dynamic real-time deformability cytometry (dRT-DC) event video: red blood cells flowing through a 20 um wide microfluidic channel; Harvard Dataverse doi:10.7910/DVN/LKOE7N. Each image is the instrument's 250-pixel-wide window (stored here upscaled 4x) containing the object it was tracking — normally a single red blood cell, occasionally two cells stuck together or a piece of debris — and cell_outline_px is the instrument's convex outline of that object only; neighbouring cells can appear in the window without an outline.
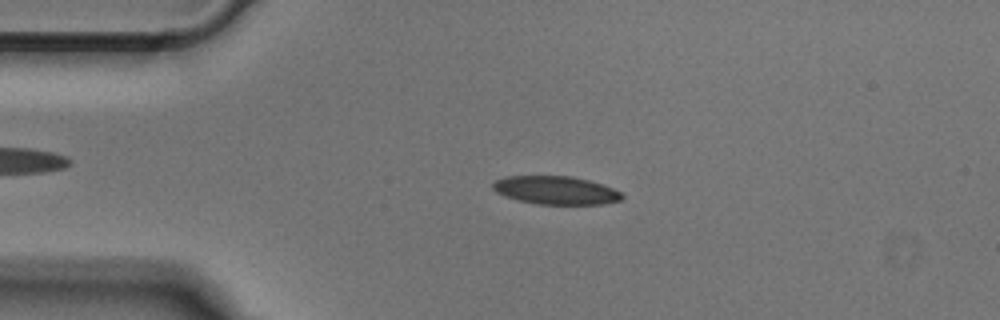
{"species": "Egyptian fruit bat (a non-hibernating species)", "species_latin": "Rousettus aegyptiacus", "temperature_condition": "cold", "stored_images_in_passage": 50, "camera_frame_rate_fps": 3000, "um_per_image_px": 0.085, "animal": {"sex": "male"}, "frame": {"image": 1, "passage_image": 10, "time_ms": 3.0, "image_size_px": [1000, 320], "cell_outline_px": [[624, 196], [620, 200], [604, 204], [536, 204], [504, 196], [496, 192], [492, 188], [492, 184], [496, 180], [504, 176], [572, 176], [588, 180], [612, 188], [620, 192]], "centroid_in_image_um": [47.21, 16.17], "position_along_channel_um": 37.8, "area_um2": 21.15}}
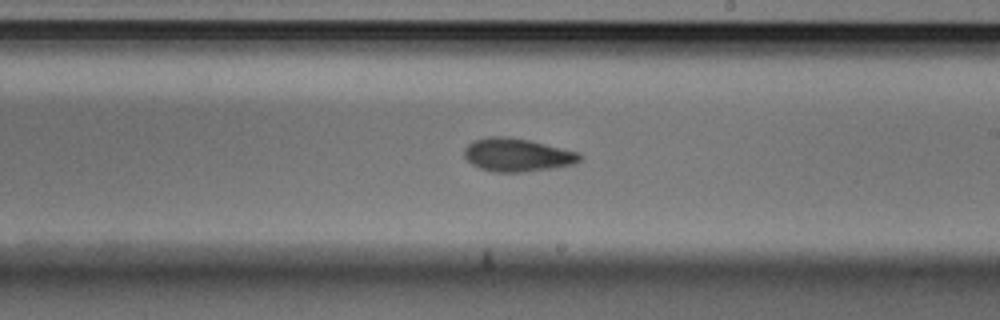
{"frame": {"image": 2, "passage_image": 28, "time_ms": 9.0, "image_size_px": [1000, 320], "cell_outline_px": [[584, 156], [576, 164], [552, 168], [524, 172], [492, 172], [480, 168], [472, 164], [464, 156], [464, 148], [472, 140], [488, 136], [508, 136], [528, 140], [580, 152]], "centroid_in_image_um": [43.97, 13.16], "position_along_channel_um": 245.0, "area_um2": 22.6}}
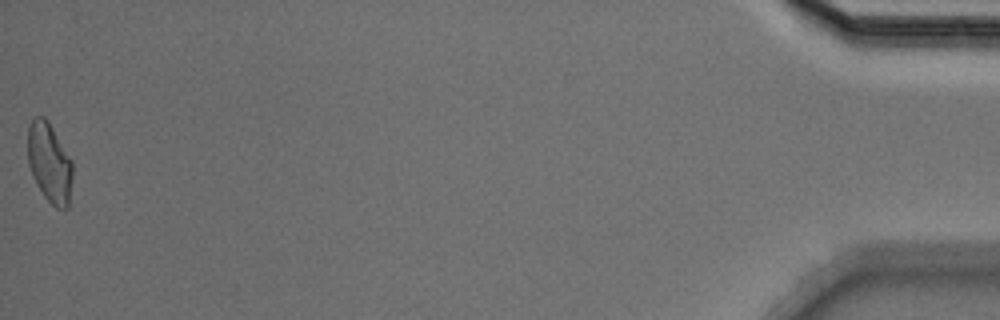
{"frame": {"image": 3, "passage_image": 50, "time_ms": 16.333, "image_size_px": [1000, 320], "cell_outline_px": [[72, 180], [68, 208], [56, 208], [44, 196], [36, 184], [32, 176], [28, 164], [28, 128], [32, 120], [36, 116], [44, 116], [48, 120], [72, 160]], "centroid_in_image_um": [4.21, 13.83], "position_along_channel_um": 431.0, "area_um2": 20.87}}